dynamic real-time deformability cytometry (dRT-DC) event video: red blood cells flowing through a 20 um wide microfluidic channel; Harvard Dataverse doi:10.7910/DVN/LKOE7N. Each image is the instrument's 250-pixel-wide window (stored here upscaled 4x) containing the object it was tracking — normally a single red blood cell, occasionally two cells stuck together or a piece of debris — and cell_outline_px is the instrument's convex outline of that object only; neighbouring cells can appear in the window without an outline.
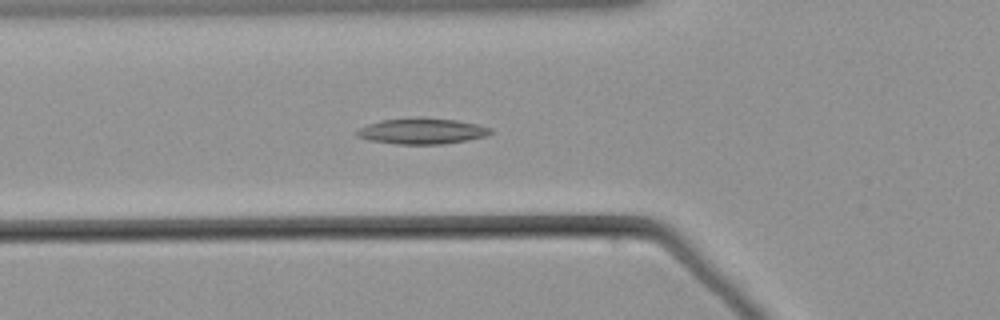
{"species": "common noctule bat (a hibernating species)", "species_latin": "Nyctalus noctula", "temperature_condition": "warm", "stored_images_in_passage": 51, "camera_frame_rate_fps": 3000, "um_per_image_px": 0.085, "animal": {"sex": "male", "body_mass_g": 21.5, "forearm_length_mm": 52.0}, "frame": {"image": 1, "passage_image": 15, "time_ms": 4.667, "image_size_px": [1000, 320], "cell_outline_px": [[496, 132], [488, 136], [468, 140], [444, 144], [396, 144], [368, 140], [356, 136], [356, 132], [360, 128], [368, 124], [380, 120], [456, 120], [476, 124], [492, 128]], "centroid_in_image_um": [35.93, 11.19], "position_along_channel_um": 89.9, "area_um2": 19.48}}
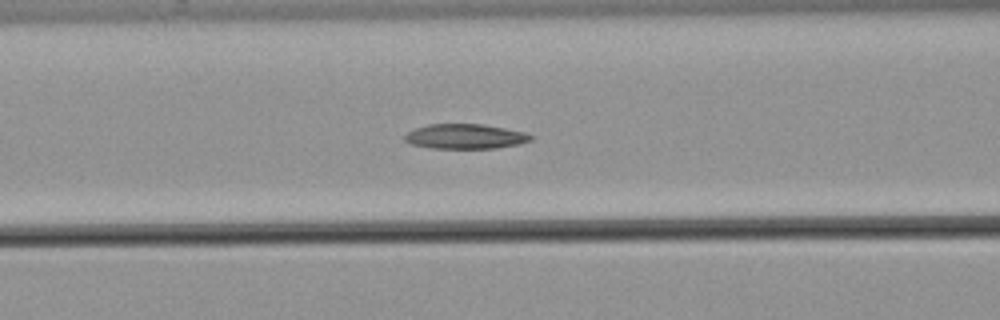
{"frame": {"image": 2, "passage_image": 18, "time_ms": 5.667, "image_size_px": [1000, 320], "cell_outline_px": [[532, 140], [520, 144], [496, 148], [432, 148], [412, 144], [404, 140], [404, 136], [408, 132], [416, 128], [428, 124], [484, 124], [524, 132], [532, 136]], "centroid_in_image_um": [39.55, 11.59], "position_along_channel_um": 127.0, "area_um2": 18.15}}
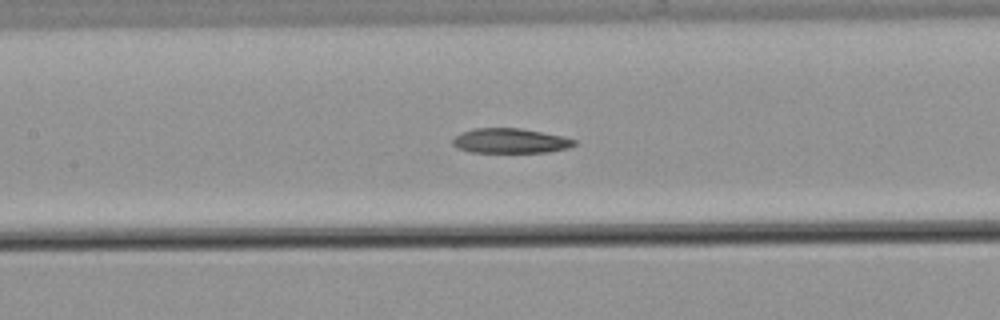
{"frame": {"image": 3, "passage_image": 21, "time_ms": 6.667, "image_size_px": [1000, 320], "cell_outline_px": [[576, 144], [568, 148], [548, 152], [472, 152], [456, 148], [452, 144], [452, 140], [456, 136], [464, 132], [476, 128], [520, 128], [564, 136], [576, 140]], "centroid_in_image_um": [43.39, 11.97], "position_along_channel_um": 164.0, "area_um2": 17.51}}